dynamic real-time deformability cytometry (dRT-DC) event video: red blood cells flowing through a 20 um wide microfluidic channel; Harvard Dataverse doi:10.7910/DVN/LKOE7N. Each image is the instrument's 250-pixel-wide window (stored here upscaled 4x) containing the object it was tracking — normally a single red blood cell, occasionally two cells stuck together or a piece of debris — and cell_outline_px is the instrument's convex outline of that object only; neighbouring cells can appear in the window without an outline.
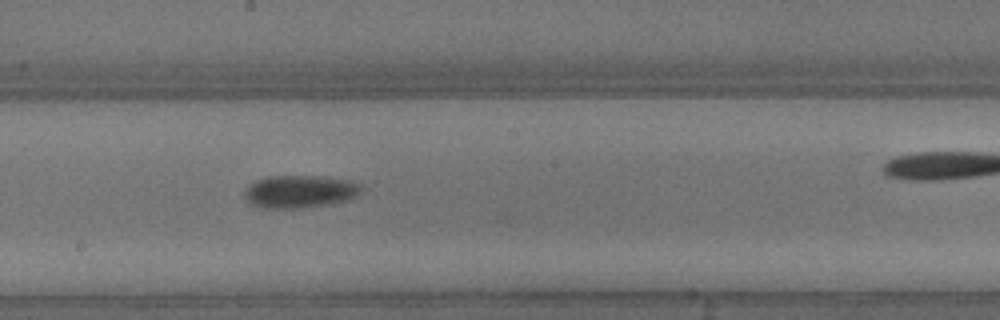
{"species": "common noctule bat (a hibernating species)", "species_latin": "Nyctalus noctula", "temperature_condition": "warm", "stored_images_in_passage": 13, "camera_frame_rate_fps": 3000, "um_per_image_px": 0.085, "animal": {"sex": "male", "body_mass_g": 13.3}, "frame": {"image": 1, "passage_image": 11, "time_ms": 3.333, "image_size_px": [1000, 320], "cell_outline_px": [[364, 188], [356, 196], [348, 200], [304, 208], [256, 208], [248, 204], [244, 200], [244, 192], [256, 180], [268, 176], [316, 176], [352, 180], [360, 184]], "centroid_in_image_um": [25.46, 16.29], "position_along_channel_um": 222.7, "area_um2": 22.48}}